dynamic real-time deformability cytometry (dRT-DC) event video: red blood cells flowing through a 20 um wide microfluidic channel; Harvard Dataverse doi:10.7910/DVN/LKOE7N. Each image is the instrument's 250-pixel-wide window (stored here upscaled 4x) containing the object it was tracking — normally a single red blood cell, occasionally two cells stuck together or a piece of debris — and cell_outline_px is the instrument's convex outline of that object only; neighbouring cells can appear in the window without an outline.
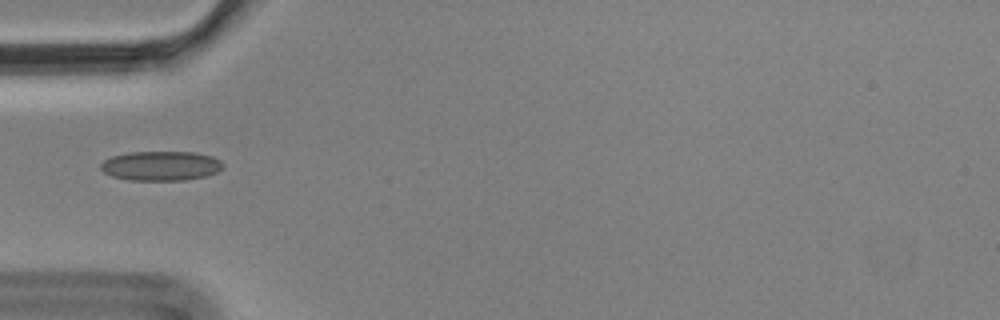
{"species": "Egyptian fruit bat (a non-hibernating species)", "species_latin": "Rousettus aegyptiacus", "temperature_condition": "cold", "stored_images_in_passage": 5, "camera_frame_rate_fps": 3000, "um_per_image_px": 0.085, "animal": {"sex": "male"}, "frame": {"image": 1, "passage_image": 1, "time_ms": 0.0, "image_size_px": [1000, 320], "cell_outline_px": [[224, 168], [216, 172], [204, 176], [184, 180], [128, 180], [112, 176], [104, 172], [100, 168], [100, 164], [104, 160], [112, 156], [128, 152], [192, 152], [212, 156], [220, 160], [224, 164]], "centroid_in_image_um": [13.67, 14.09], "position_along_channel_um": 71.3, "area_um2": 21.04}}
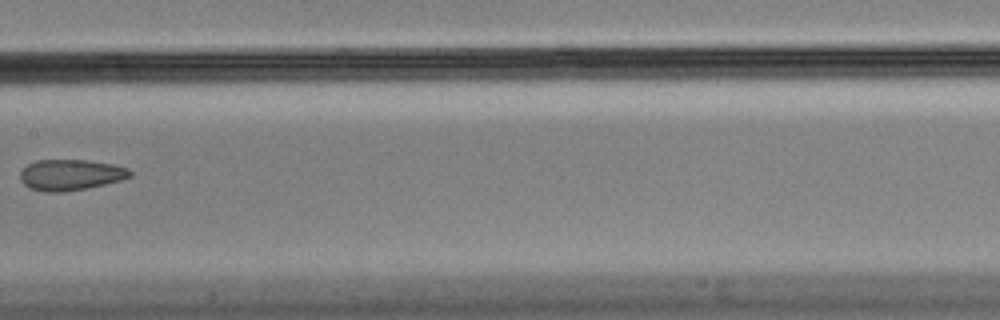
{"frame": {"image": 2, "passage_image": 4, "time_ms": 1.0, "image_size_px": [1000, 320], "cell_outline_px": [[132, 176], [120, 180], [88, 188], [64, 192], [44, 192], [28, 188], [20, 180], [20, 172], [28, 164], [36, 160], [88, 160], [112, 164], [128, 168], [132, 172]], "centroid_in_image_um": [5.98, 14.87], "position_along_channel_um": 201.4, "area_um2": 19.88}}
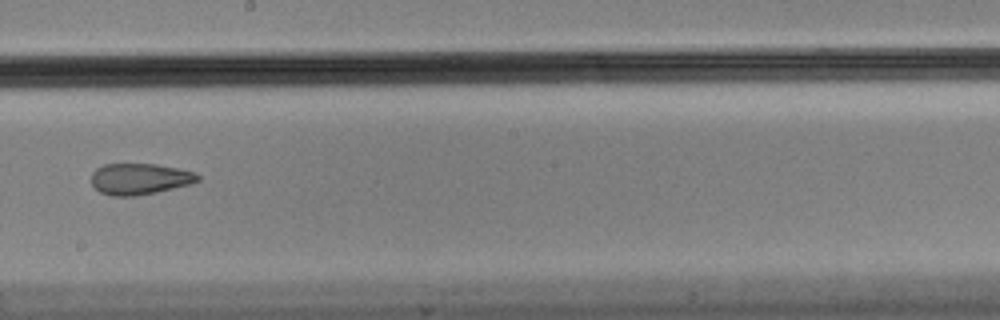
{"frame": {"image": 3, "passage_image": 5, "time_ms": 1.333, "image_size_px": [1000, 320], "cell_outline_px": [[200, 180], [192, 184], [156, 192], [136, 196], [112, 196], [100, 192], [92, 184], [92, 172], [96, 168], [104, 164], [156, 164], [196, 172], [200, 176]], "centroid_in_image_um": [11.89, 15.21], "position_along_channel_um": 236.3, "area_um2": 19.42}}